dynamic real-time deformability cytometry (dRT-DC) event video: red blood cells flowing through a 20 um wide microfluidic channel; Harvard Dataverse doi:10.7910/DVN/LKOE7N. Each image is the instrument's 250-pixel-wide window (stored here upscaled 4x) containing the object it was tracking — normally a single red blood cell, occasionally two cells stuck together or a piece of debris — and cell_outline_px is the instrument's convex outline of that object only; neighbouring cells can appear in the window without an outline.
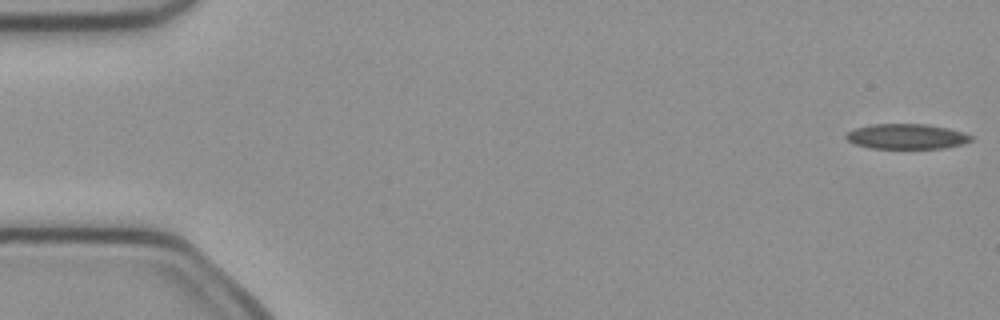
{"species": "common noctule bat (a hibernating species)", "species_latin": "Nyctalus noctula", "temperature_condition": "cold", "stored_images_in_passage": 5, "camera_frame_rate_fps": 3000, "um_per_image_px": 0.085, "animal": {"sex": "female", "body_mass_g": 21.9}, "frame": {"image": 1, "passage_image": 1, "time_ms": 0.0, "image_size_px": [1000, 320], "cell_outline_px": [[972, 140], [964, 144], [944, 148], [872, 148], [856, 144], [848, 140], [844, 136], [848, 132], [856, 128], [872, 124], [928, 124], [948, 128], [964, 132], [972, 136]], "centroid_in_image_um": [77.1, 11.59], "position_along_channel_um": 7.9, "area_um2": 18.26}}
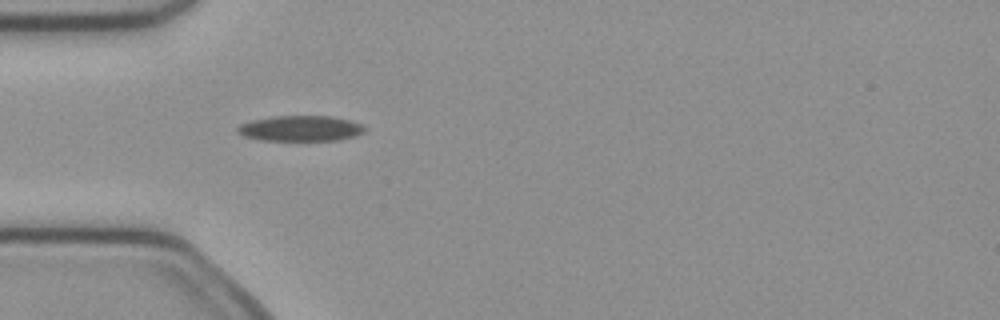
{"frame": {"image": 2, "passage_image": 5, "time_ms": 1.333, "image_size_px": [1000, 320], "cell_outline_px": [[368, 128], [364, 132], [356, 136], [340, 140], [260, 140], [244, 136], [236, 132], [236, 128], [240, 124], [252, 120], [272, 116], [332, 116], [352, 120]], "centroid_in_image_um": [25.57, 10.91], "position_along_channel_um": 59.4, "area_um2": 19.13}}